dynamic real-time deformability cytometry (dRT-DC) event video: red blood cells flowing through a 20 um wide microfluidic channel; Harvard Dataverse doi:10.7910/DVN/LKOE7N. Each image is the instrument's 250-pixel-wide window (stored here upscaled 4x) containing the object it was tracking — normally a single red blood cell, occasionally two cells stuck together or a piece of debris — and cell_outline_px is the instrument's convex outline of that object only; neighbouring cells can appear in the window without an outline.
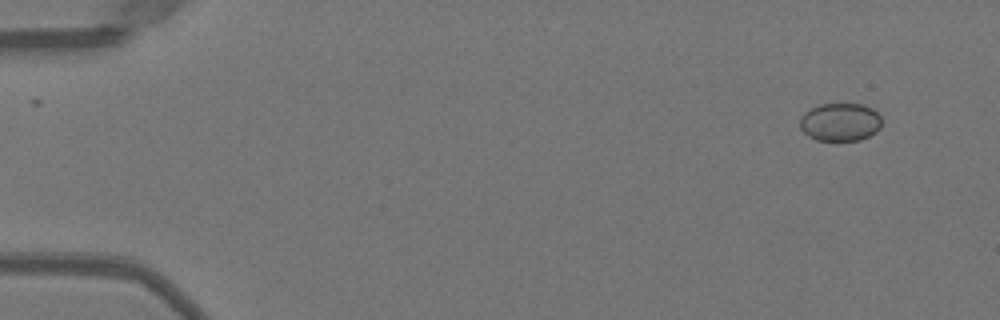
{"species": "Egyptian fruit bat (a non-hibernating species)", "species_latin": "Rousettus aegyptiacus", "temperature_condition": "warm", "stored_images_in_passage": 49, "camera_frame_rate_fps": 3000, "um_per_image_px": 0.085, "animal": {"sex": "female"}, "frame": {"image": 1, "passage_image": 1, "time_ms": 0.0, "image_size_px": [1000, 320], "cell_outline_px": [[880, 128], [876, 132], [860, 140], [816, 140], [808, 136], [800, 128], [800, 116], [804, 112], [820, 104], [860, 104], [872, 108], [880, 116]], "centroid_in_image_um": [71.39, 10.37], "position_along_channel_um": 13.6, "area_um2": 18.09}}
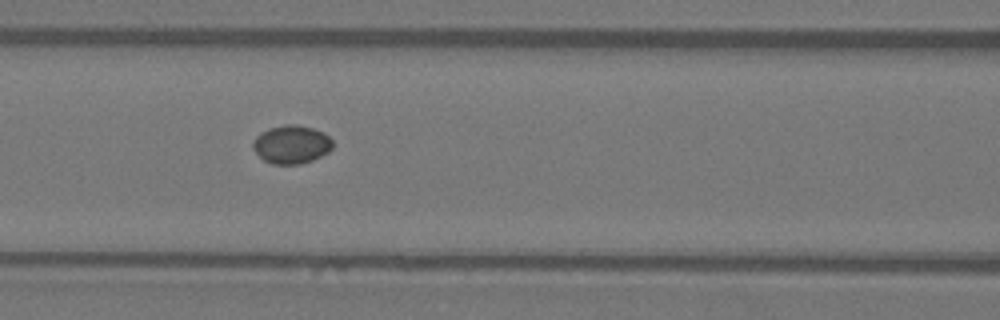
{"frame": {"image": 2, "passage_image": 20, "time_ms": 6.333, "image_size_px": [1000, 320], "cell_outline_px": [[332, 148], [328, 152], [312, 160], [300, 164], [272, 164], [264, 160], [252, 148], [252, 144], [256, 136], [260, 132], [268, 128], [284, 124], [296, 124], [312, 128], [324, 132], [332, 140]], "centroid_in_image_um": [24.76, 12.26], "position_along_channel_um": 141.8, "area_um2": 17.86}}
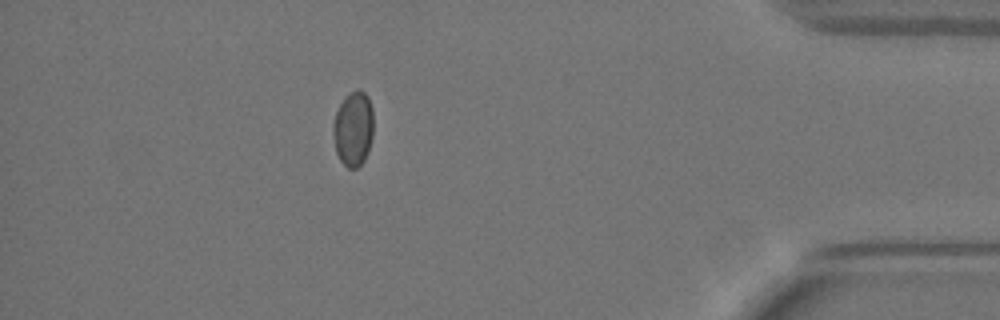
{"frame": {"image": 3, "passage_image": 43, "time_ms": 14.0, "image_size_px": [1000, 320], "cell_outline_px": [[372, 136], [368, 152], [364, 160], [356, 168], [348, 168], [340, 160], [336, 152], [332, 132], [332, 124], [336, 112], [344, 96], [356, 88], [364, 92], [368, 96], [372, 108]], "centroid_in_image_um": [30.01, 10.92], "position_along_channel_um": 405.2, "area_um2": 17.69}}